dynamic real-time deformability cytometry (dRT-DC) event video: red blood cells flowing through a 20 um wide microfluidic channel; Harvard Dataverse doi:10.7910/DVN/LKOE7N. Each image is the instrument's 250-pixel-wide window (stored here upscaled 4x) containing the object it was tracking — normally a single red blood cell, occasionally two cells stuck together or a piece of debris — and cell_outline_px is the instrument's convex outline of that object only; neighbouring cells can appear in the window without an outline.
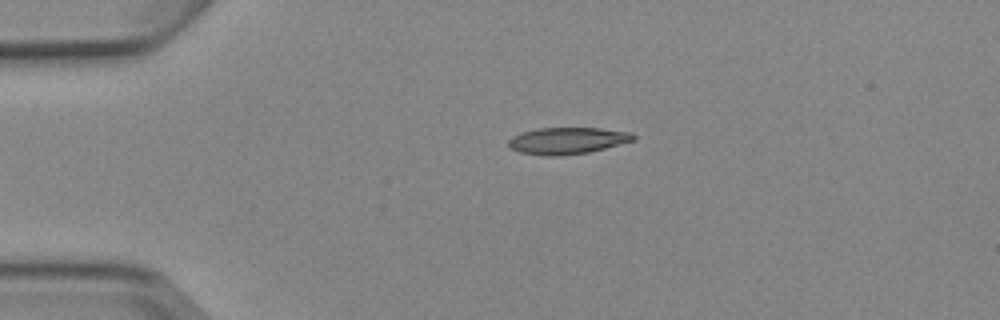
{"species": "Egyptian fruit bat (a non-hibernating species)", "species_latin": "Rousettus aegyptiacus", "temperature_condition": "cold", "stored_images_in_passage": 2, "camera_frame_rate_fps": 3000, "um_per_image_px": 0.085, "animal": {"sex": "female"}, "frame": {"image": 1, "passage_image": 1, "time_ms": 0.0, "image_size_px": [1000, 320], "cell_outline_px": [[636, 140], [588, 152], [560, 156], [544, 156], [520, 152], [508, 148], [508, 140], [512, 136], [520, 132], [536, 128], [600, 128], [632, 132], [636, 136]], "centroid_in_image_um": [48.2, 11.95], "position_along_channel_um": 36.8, "area_um2": 19.65}}